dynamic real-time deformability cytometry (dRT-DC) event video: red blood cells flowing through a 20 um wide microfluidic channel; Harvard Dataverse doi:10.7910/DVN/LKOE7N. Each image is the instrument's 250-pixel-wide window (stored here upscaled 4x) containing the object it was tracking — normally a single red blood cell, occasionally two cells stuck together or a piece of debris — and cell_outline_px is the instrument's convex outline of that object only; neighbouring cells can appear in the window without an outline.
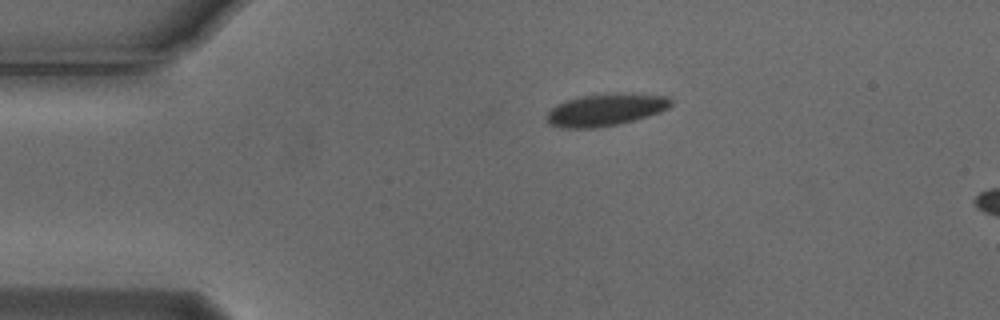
{"species": "Egyptian fruit bat (a non-hibernating species)", "species_latin": "Rousettus aegyptiacus", "temperature_condition": "cold", "stored_images_in_passage": 3, "camera_frame_rate_fps": 3000, "um_per_image_px": 0.085, "animal": {"sex": "male"}, "frame": {"image": 1, "passage_image": 1, "time_ms": 0.0, "image_size_px": [1000, 320], "cell_outline_px": [[672, 104], [668, 108], [660, 112], [636, 120], [620, 124], [596, 128], [560, 128], [548, 124], [544, 120], [544, 116], [556, 104], [580, 96], [672, 96]], "centroid_in_image_um": [51.39, 9.41], "position_along_channel_um": 33.6, "area_um2": 22.54}}
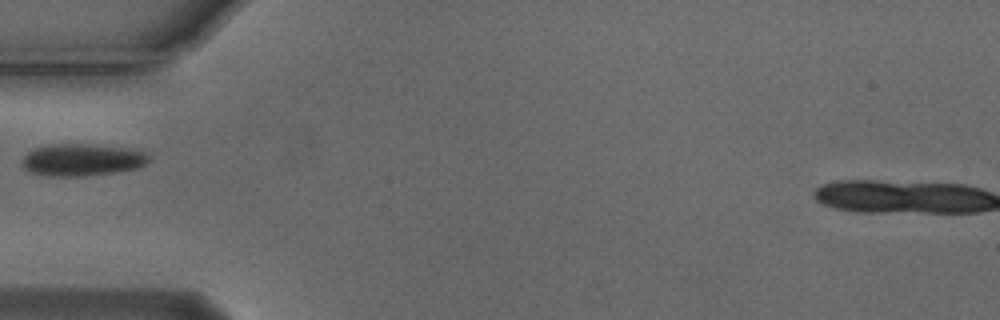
{"frame": {"image": 2, "passage_image": 3, "time_ms": 0.667, "image_size_px": [1000, 320], "cell_outline_px": [[148, 160], [144, 164], [136, 168], [112, 172], [84, 176], [48, 176], [28, 172], [20, 164], [20, 160], [32, 148], [52, 144], [92, 144], [124, 148], [148, 152]], "centroid_in_image_um": [6.89, 13.58], "position_along_channel_um": 78.1, "area_um2": 23.76}}